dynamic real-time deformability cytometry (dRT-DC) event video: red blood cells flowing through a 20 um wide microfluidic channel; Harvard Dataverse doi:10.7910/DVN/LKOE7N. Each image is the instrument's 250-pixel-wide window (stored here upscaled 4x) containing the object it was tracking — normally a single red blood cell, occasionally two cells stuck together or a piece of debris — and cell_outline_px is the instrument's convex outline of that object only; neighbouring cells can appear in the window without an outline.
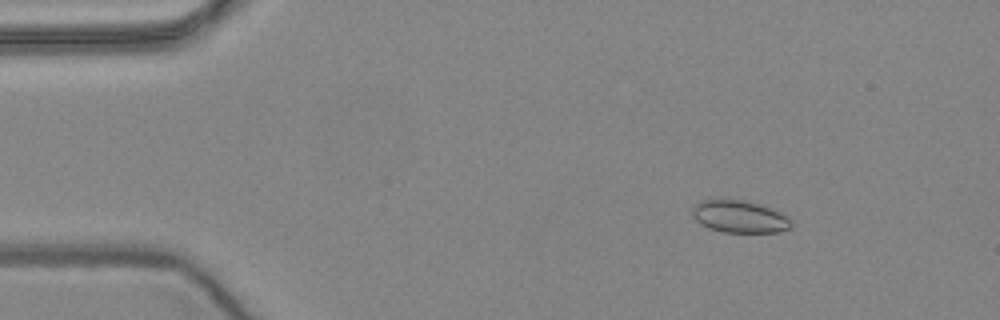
{"species": "common noctule bat (a hibernating species)", "species_latin": "Nyctalus noctula", "temperature_condition": "warm", "stored_images_in_passage": 57, "camera_frame_rate_fps": 3000, "um_per_image_px": 0.085, "animal": {"sex": "female", "body_mass_g": 24.6, "forearm_length_mm": 56.2}, "frame": {"image": 1, "passage_image": 8, "time_ms": 2.333, "image_size_px": [1000, 320], "cell_outline_px": [[792, 224], [788, 228], [776, 232], [724, 232], [708, 228], [696, 220], [692, 216], [692, 208], [700, 200], [744, 200], [760, 204], [788, 216], [792, 220]], "centroid_in_image_um": [62.85, 18.41], "position_along_channel_um": 22.2, "area_um2": 18.44}}
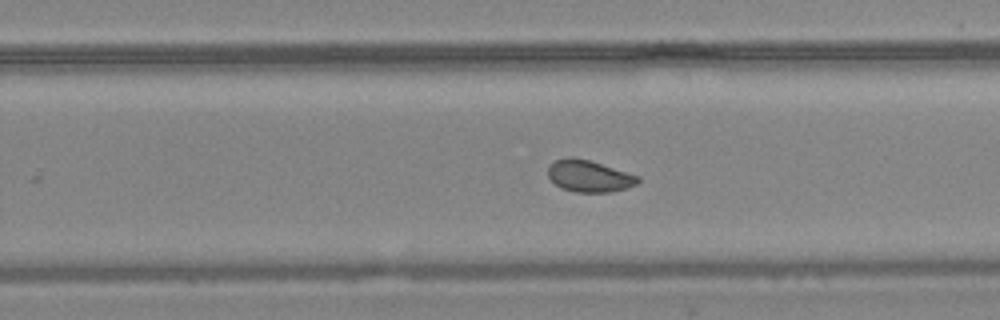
{"frame": {"image": 2, "passage_image": 36, "time_ms": 11.667, "image_size_px": [1000, 320], "cell_outline_px": [[640, 180], [636, 184], [612, 192], [576, 192], [560, 188], [548, 176], [548, 168], [556, 160], [568, 156], [572, 156], [588, 160], [640, 176]], "centroid_in_image_um": [50.07, 14.97], "position_along_channel_um": 279.7, "area_um2": 16.47}}
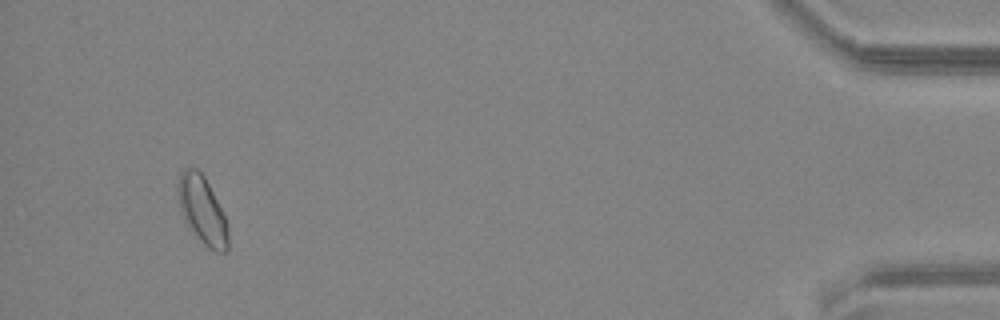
{"frame": {"image": 3, "passage_image": 54, "time_ms": 17.667, "image_size_px": [1000, 320], "cell_outline_px": [[228, 248], [224, 252], [216, 252], [208, 248], [200, 240], [184, 220], [180, 212], [176, 192], [176, 184], [180, 172], [184, 168], [196, 168], [204, 176], [228, 224]], "centroid_in_image_um": [17.15, 17.85], "position_along_channel_um": 418.1, "area_um2": 19.77}, "authors_computed_cell_mechanics": {"area_um2": 17.6868, "velocity_mm_per_s": 3.5982, "shape_relaxation_time_tau1_ms": null, "shape_relaxation_time_tau2_ms": 1.3444, "deformation_change_tau1": null, "deformation_change_tau2": 0.061}}